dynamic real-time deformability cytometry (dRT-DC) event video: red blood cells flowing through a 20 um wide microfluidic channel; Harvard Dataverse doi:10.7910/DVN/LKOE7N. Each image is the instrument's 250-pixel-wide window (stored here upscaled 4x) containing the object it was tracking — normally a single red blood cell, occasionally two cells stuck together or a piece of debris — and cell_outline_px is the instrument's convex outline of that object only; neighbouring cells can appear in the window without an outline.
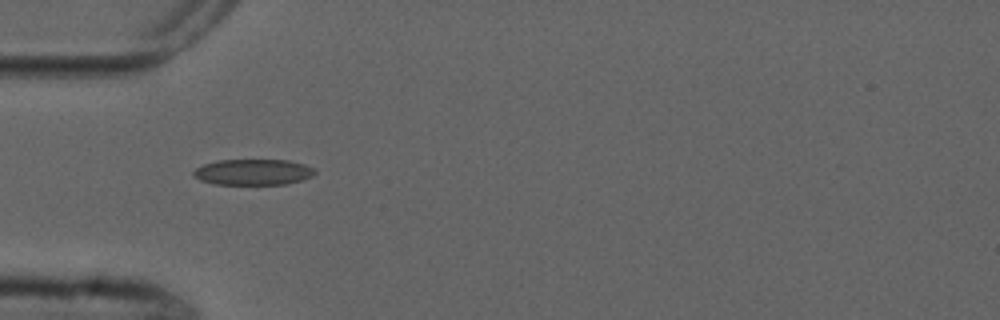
{"species": "common noctule bat (a hibernating species)", "species_latin": "Nyctalus noctula", "temperature_condition": "cold", "stored_images_in_passage": 2, "camera_frame_rate_fps": 3000, "um_per_image_px": 0.085, "animal": {"sex": "male", "forearm_length_mm": 52.5}, "frame": {"image": 1, "passage_image": 1, "time_ms": 0.0, "image_size_px": [1000, 320], "cell_outline_px": [[316, 172], [312, 176], [300, 180], [284, 184], [212, 184], [200, 180], [192, 172], [196, 168], [204, 164], [216, 160], [288, 160], [304, 164], [316, 168]], "centroid_in_image_um": [21.53, 14.62], "position_along_channel_um": 63.5, "area_um2": 18.26}}
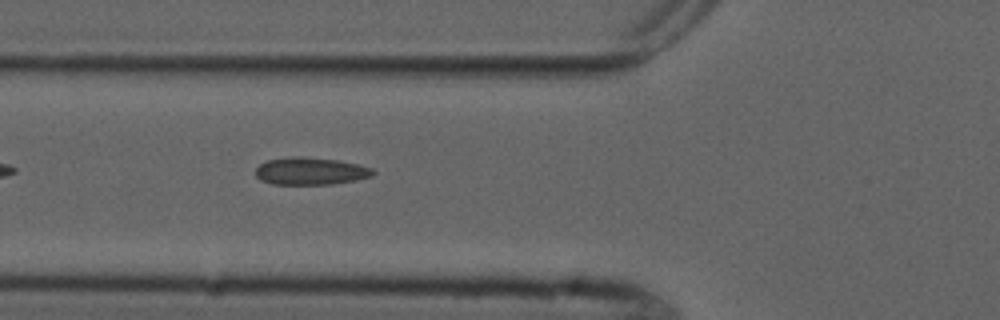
{"frame": {"image": 2, "passage_image": 2, "time_ms": 1.0, "image_size_px": [1000, 320], "cell_outline_px": [[376, 172], [372, 176], [356, 180], [332, 184], [272, 184], [260, 180], [256, 176], [256, 168], [260, 164], [268, 160], [292, 156], [304, 156], [336, 160], [356, 164], [372, 168]], "centroid_in_image_um": [26.38, 14.54], "position_along_channel_um": 99.4, "area_um2": 18.73}}